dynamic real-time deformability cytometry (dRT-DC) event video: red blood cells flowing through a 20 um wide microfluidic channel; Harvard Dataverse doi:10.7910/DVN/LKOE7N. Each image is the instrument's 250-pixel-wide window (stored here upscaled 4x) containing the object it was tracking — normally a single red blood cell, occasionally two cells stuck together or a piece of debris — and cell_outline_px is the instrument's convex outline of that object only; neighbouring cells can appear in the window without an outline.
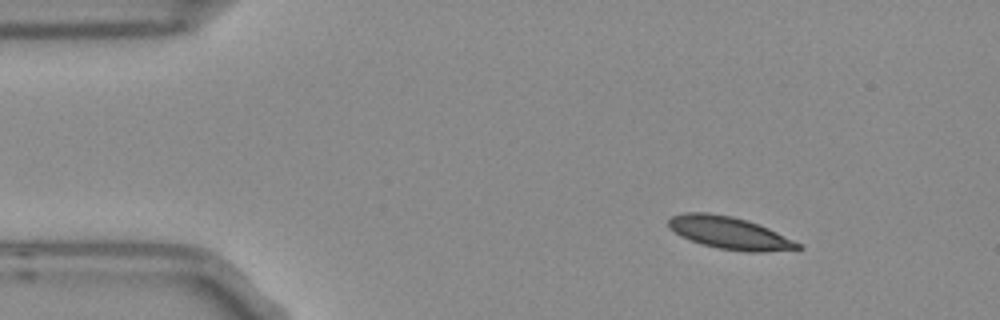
{"species": "Egyptian fruit bat (a non-hibernating species)", "species_latin": "Rousettus aegyptiacus", "temperature_condition": "room temperature", "stored_images_in_passage": 5, "camera_frame_rate_fps": 3000, "um_per_image_px": 0.085, "frame": {"image": 1, "passage_image": 1, "time_ms": 0.0, "image_size_px": [1000, 320], "cell_outline_px": [[804, 248], [764, 252], [748, 252], [720, 248], [700, 244], [680, 236], [668, 228], [668, 220], [672, 216], [684, 212], [708, 212], [732, 216], [748, 220], [768, 228], [800, 244]], "centroid_in_image_um": [61.95, 19.79], "position_along_channel_um": 23.0, "area_um2": 24.33}}
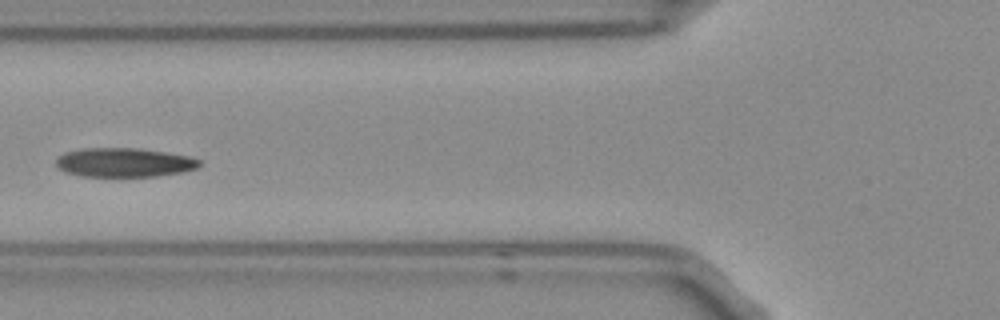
{"frame": {"image": 2, "passage_image": 5, "time_ms": 1.333, "image_size_px": [1000, 320], "cell_outline_px": [[200, 164], [196, 168], [184, 172], [156, 176], [80, 176], [64, 172], [56, 168], [56, 156], [64, 152], [80, 148], [140, 148], [188, 156], [200, 160]], "centroid_in_image_um": [10.48, 13.81], "position_along_channel_um": 115.3, "area_um2": 24.51}}